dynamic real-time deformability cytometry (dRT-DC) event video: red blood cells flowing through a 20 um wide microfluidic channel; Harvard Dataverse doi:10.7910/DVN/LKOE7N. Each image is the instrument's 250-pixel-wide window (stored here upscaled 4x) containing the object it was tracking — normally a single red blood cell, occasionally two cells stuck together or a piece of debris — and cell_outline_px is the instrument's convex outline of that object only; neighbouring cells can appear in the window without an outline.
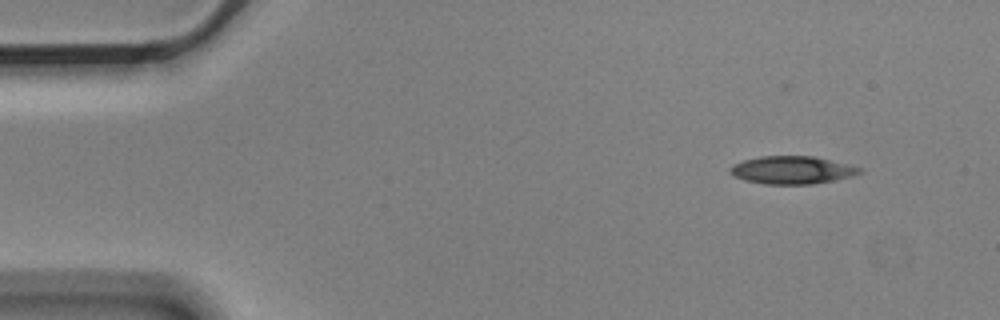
{"species": "Egyptian fruit bat (a non-hibernating species)", "species_latin": "Rousettus aegyptiacus", "temperature_condition": "cold", "stored_images_in_passage": 4, "segment_of_instrument_passage": [1, 2], "camera_frame_rate_fps": 3000, "um_per_image_px": 0.085, "animal": {"sex": "male"}, "frame": {"image": 1, "passage_image": 1, "time_ms": 0.0, "image_size_px": [1000, 320], "cell_outline_px": [[864, 172], [852, 176], [812, 184], [764, 184], [744, 180], [728, 172], [728, 168], [732, 164], [744, 160], [760, 156], [812, 156], [852, 164], [860, 168]], "centroid_in_image_um": [67.32, 14.45], "position_along_channel_um": 17.7, "area_um2": 21.1}}